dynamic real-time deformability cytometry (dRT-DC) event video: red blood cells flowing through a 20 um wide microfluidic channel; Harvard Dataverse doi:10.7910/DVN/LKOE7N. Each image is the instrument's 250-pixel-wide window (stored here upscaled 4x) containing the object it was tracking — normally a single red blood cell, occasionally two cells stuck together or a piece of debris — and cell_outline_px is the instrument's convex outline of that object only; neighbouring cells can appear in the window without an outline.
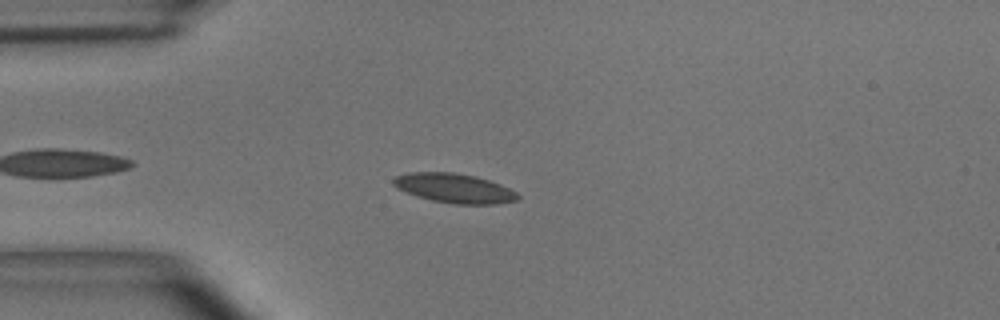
{"species": "common noctule bat (a hibernating species)", "species_latin": "Nyctalus noctula", "temperature_condition": "room temperature", "stored_images_in_passage": 47, "camera_frame_rate_fps": 3000, "um_per_image_px": 0.085, "animal": {"sex": "male", "body_mass_g": 15.6}, "frame": {"image": 1, "passage_image": 6, "time_ms": 1.667, "image_size_px": [1000, 320], "cell_outline_px": [[520, 196], [516, 200], [496, 204], [452, 204], [432, 200], [416, 196], [396, 188], [392, 184], [392, 180], [396, 176], [408, 172], [452, 172], [476, 176], [500, 184], [516, 192]], "centroid_in_image_um": [38.58, 15.99], "position_along_channel_um": 46.4, "area_um2": 21.33}}
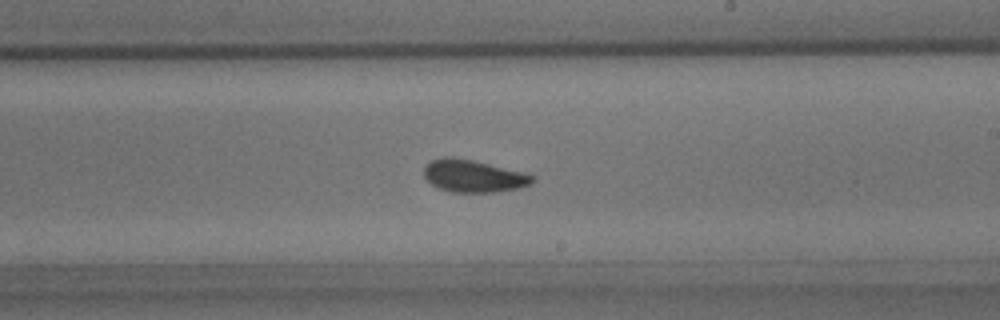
{"frame": {"image": 2, "passage_image": 24, "time_ms": 7.667, "image_size_px": [1000, 320], "cell_outline_px": [[536, 180], [532, 184], [520, 188], [496, 192], [452, 192], [440, 188], [432, 184], [424, 176], [424, 168], [432, 160], [444, 156], [448, 156], [472, 160], [524, 172], [532, 176]], "centroid_in_image_um": [40.27, 14.96], "position_along_channel_um": 248.7, "area_um2": 20.35}}
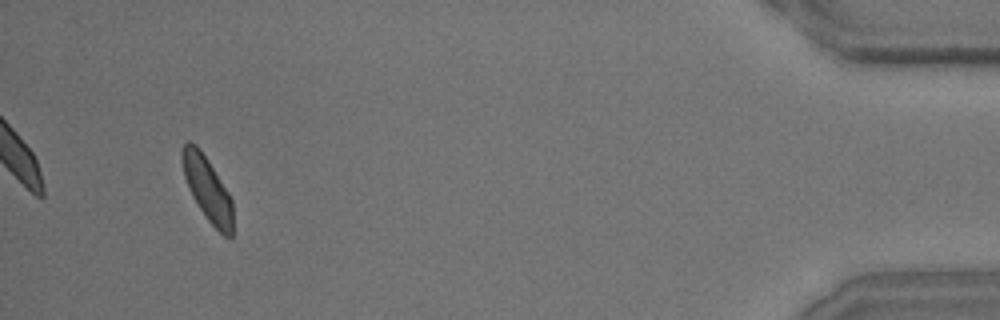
{"frame": {"image": 3, "passage_image": 44, "time_ms": 14.333, "image_size_px": [1000, 320], "cell_outline_px": [[232, 240], [228, 240], [208, 220], [192, 196], [184, 176], [180, 160], [180, 152], [184, 144], [188, 140], [196, 144], [208, 160], [228, 192], [232, 200]], "centroid_in_image_um": [17.61, 16.04], "position_along_channel_um": 417.6, "area_um2": 18.96}, "authors_computed_cell_mechanics": {"area_um2": 20.2878, "velocity_mm_per_s": 3.6128, "shape_relaxation_time_tau1_ms": 3.6709, "shape_relaxation_time_tau2_ms": 1.6384, "deformation_change_tau1": 0.0982, "deformation_change_tau2": 0.0652}}